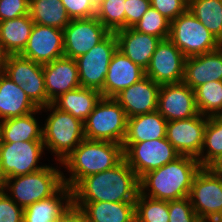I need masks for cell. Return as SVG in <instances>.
Here are the masks:
<instances>
[{"label": "cell", "mask_w": 222, "mask_h": 222, "mask_svg": "<svg viewBox=\"0 0 222 222\" xmlns=\"http://www.w3.org/2000/svg\"><path fill=\"white\" fill-rule=\"evenodd\" d=\"M139 177L123 158L111 169L83 178L73 189V202H135Z\"/></svg>", "instance_id": "6da1fadb"}, {"label": "cell", "mask_w": 222, "mask_h": 222, "mask_svg": "<svg viewBox=\"0 0 222 222\" xmlns=\"http://www.w3.org/2000/svg\"><path fill=\"white\" fill-rule=\"evenodd\" d=\"M201 168L197 158L180 155L174 161L144 174L139 179L140 194L165 201L187 198Z\"/></svg>", "instance_id": "7a4b0ae2"}, {"label": "cell", "mask_w": 222, "mask_h": 222, "mask_svg": "<svg viewBox=\"0 0 222 222\" xmlns=\"http://www.w3.org/2000/svg\"><path fill=\"white\" fill-rule=\"evenodd\" d=\"M122 144L110 141L84 139L62 162L69 178L64 184L73 189L83 178L116 166L122 159Z\"/></svg>", "instance_id": "3957f363"}, {"label": "cell", "mask_w": 222, "mask_h": 222, "mask_svg": "<svg viewBox=\"0 0 222 222\" xmlns=\"http://www.w3.org/2000/svg\"><path fill=\"white\" fill-rule=\"evenodd\" d=\"M40 109L52 111L42 127V141L44 148L54 153L61 163L85 139L84 124L52 104Z\"/></svg>", "instance_id": "277c9868"}, {"label": "cell", "mask_w": 222, "mask_h": 222, "mask_svg": "<svg viewBox=\"0 0 222 222\" xmlns=\"http://www.w3.org/2000/svg\"><path fill=\"white\" fill-rule=\"evenodd\" d=\"M63 176L57 168L45 165L36 172L7 178L5 192L24 209L55 195L65 185Z\"/></svg>", "instance_id": "5b68a950"}, {"label": "cell", "mask_w": 222, "mask_h": 222, "mask_svg": "<svg viewBox=\"0 0 222 222\" xmlns=\"http://www.w3.org/2000/svg\"><path fill=\"white\" fill-rule=\"evenodd\" d=\"M127 119L124 109L114 98L101 97L83 122L85 139L122 144Z\"/></svg>", "instance_id": "8992f818"}, {"label": "cell", "mask_w": 222, "mask_h": 222, "mask_svg": "<svg viewBox=\"0 0 222 222\" xmlns=\"http://www.w3.org/2000/svg\"><path fill=\"white\" fill-rule=\"evenodd\" d=\"M168 39L186 57L211 52L222 45L189 9L170 23Z\"/></svg>", "instance_id": "52a82bcc"}, {"label": "cell", "mask_w": 222, "mask_h": 222, "mask_svg": "<svg viewBox=\"0 0 222 222\" xmlns=\"http://www.w3.org/2000/svg\"><path fill=\"white\" fill-rule=\"evenodd\" d=\"M188 198L202 221L222 222V174L202 167L193 180Z\"/></svg>", "instance_id": "ba28073f"}, {"label": "cell", "mask_w": 222, "mask_h": 222, "mask_svg": "<svg viewBox=\"0 0 222 222\" xmlns=\"http://www.w3.org/2000/svg\"><path fill=\"white\" fill-rule=\"evenodd\" d=\"M122 148L124 159L139 179L180 156L166 138L122 144Z\"/></svg>", "instance_id": "9c48e42d"}, {"label": "cell", "mask_w": 222, "mask_h": 222, "mask_svg": "<svg viewBox=\"0 0 222 222\" xmlns=\"http://www.w3.org/2000/svg\"><path fill=\"white\" fill-rule=\"evenodd\" d=\"M118 49L114 32L95 45L86 54L76 58L81 87L95 89L103 97V85L108 72L109 63Z\"/></svg>", "instance_id": "30bf717a"}, {"label": "cell", "mask_w": 222, "mask_h": 222, "mask_svg": "<svg viewBox=\"0 0 222 222\" xmlns=\"http://www.w3.org/2000/svg\"><path fill=\"white\" fill-rule=\"evenodd\" d=\"M3 73L20 85L31 101L42 108L48 105L43 65L19 55H9Z\"/></svg>", "instance_id": "8fae6325"}, {"label": "cell", "mask_w": 222, "mask_h": 222, "mask_svg": "<svg viewBox=\"0 0 222 222\" xmlns=\"http://www.w3.org/2000/svg\"><path fill=\"white\" fill-rule=\"evenodd\" d=\"M43 152L42 140L2 142L0 167L7 178L36 172L45 167L38 165Z\"/></svg>", "instance_id": "7c38bea8"}, {"label": "cell", "mask_w": 222, "mask_h": 222, "mask_svg": "<svg viewBox=\"0 0 222 222\" xmlns=\"http://www.w3.org/2000/svg\"><path fill=\"white\" fill-rule=\"evenodd\" d=\"M64 56L76 59L103 41L111 32L96 18L72 19L63 29Z\"/></svg>", "instance_id": "4fadbf2b"}, {"label": "cell", "mask_w": 222, "mask_h": 222, "mask_svg": "<svg viewBox=\"0 0 222 222\" xmlns=\"http://www.w3.org/2000/svg\"><path fill=\"white\" fill-rule=\"evenodd\" d=\"M186 56L168 38L161 40L152 55L145 76L159 85L183 81Z\"/></svg>", "instance_id": "5bb4252c"}, {"label": "cell", "mask_w": 222, "mask_h": 222, "mask_svg": "<svg viewBox=\"0 0 222 222\" xmlns=\"http://www.w3.org/2000/svg\"><path fill=\"white\" fill-rule=\"evenodd\" d=\"M207 120V116L199 113L192 118L168 121L165 138L180 155L198 158L203 146Z\"/></svg>", "instance_id": "9a60e30c"}, {"label": "cell", "mask_w": 222, "mask_h": 222, "mask_svg": "<svg viewBox=\"0 0 222 222\" xmlns=\"http://www.w3.org/2000/svg\"><path fill=\"white\" fill-rule=\"evenodd\" d=\"M157 111L167 121L182 120L198 115L195 91L183 81L161 85Z\"/></svg>", "instance_id": "2e32d148"}, {"label": "cell", "mask_w": 222, "mask_h": 222, "mask_svg": "<svg viewBox=\"0 0 222 222\" xmlns=\"http://www.w3.org/2000/svg\"><path fill=\"white\" fill-rule=\"evenodd\" d=\"M20 55L41 65L63 57V30L34 23L27 45Z\"/></svg>", "instance_id": "e0dca14e"}, {"label": "cell", "mask_w": 222, "mask_h": 222, "mask_svg": "<svg viewBox=\"0 0 222 222\" xmlns=\"http://www.w3.org/2000/svg\"><path fill=\"white\" fill-rule=\"evenodd\" d=\"M161 85L145 76L117 94L114 99L124 109L127 118L157 110Z\"/></svg>", "instance_id": "ac0fdd59"}, {"label": "cell", "mask_w": 222, "mask_h": 222, "mask_svg": "<svg viewBox=\"0 0 222 222\" xmlns=\"http://www.w3.org/2000/svg\"><path fill=\"white\" fill-rule=\"evenodd\" d=\"M48 105L64 93L81 87L76 60L61 57L43 65Z\"/></svg>", "instance_id": "d6986e66"}, {"label": "cell", "mask_w": 222, "mask_h": 222, "mask_svg": "<svg viewBox=\"0 0 222 222\" xmlns=\"http://www.w3.org/2000/svg\"><path fill=\"white\" fill-rule=\"evenodd\" d=\"M144 77L145 70L117 49L109 63L103 85V97L114 98L122 90Z\"/></svg>", "instance_id": "ffe728a7"}, {"label": "cell", "mask_w": 222, "mask_h": 222, "mask_svg": "<svg viewBox=\"0 0 222 222\" xmlns=\"http://www.w3.org/2000/svg\"><path fill=\"white\" fill-rule=\"evenodd\" d=\"M208 81H222V45L214 51L186 57L183 82L195 90Z\"/></svg>", "instance_id": "44dd1931"}, {"label": "cell", "mask_w": 222, "mask_h": 222, "mask_svg": "<svg viewBox=\"0 0 222 222\" xmlns=\"http://www.w3.org/2000/svg\"><path fill=\"white\" fill-rule=\"evenodd\" d=\"M114 33L118 42V50L146 70L161 39L137 32L133 28H122Z\"/></svg>", "instance_id": "7402d4cb"}, {"label": "cell", "mask_w": 222, "mask_h": 222, "mask_svg": "<svg viewBox=\"0 0 222 222\" xmlns=\"http://www.w3.org/2000/svg\"><path fill=\"white\" fill-rule=\"evenodd\" d=\"M38 107L31 101L20 85L0 72V121L27 115Z\"/></svg>", "instance_id": "603a6c76"}, {"label": "cell", "mask_w": 222, "mask_h": 222, "mask_svg": "<svg viewBox=\"0 0 222 222\" xmlns=\"http://www.w3.org/2000/svg\"><path fill=\"white\" fill-rule=\"evenodd\" d=\"M86 222H134L135 202H73Z\"/></svg>", "instance_id": "cb8c5ba5"}, {"label": "cell", "mask_w": 222, "mask_h": 222, "mask_svg": "<svg viewBox=\"0 0 222 222\" xmlns=\"http://www.w3.org/2000/svg\"><path fill=\"white\" fill-rule=\"evenodd\" d=\"M167 120L156 110L127 119L122 144H134L166 137Z\"/></svg>", "instance_id": "d4e9b609"}, {"label": "cell", "mask_w": 222, "mask_h": 222, "mask_svg": "<svg viewBox=\"0 0 222 222\" xmlns=\"http://www.w3.org/2000/svg\"><path fill=\"white\" fill-rule=\"evenodd\" d=\"M72 203V189L64 185L55 195L24 208L23 222H54Z\"/></svg>", "instance_id": "484cf974"}, {"label": "cell", "mask_w": 222, "mask_h": 222, "mask_svg": "<svg viewBox=\"0 0 222 222\" xmlns=\"http://www.w3.org/2000/svg\"><path fill=\"white\" fill-rule=\"evenodd\" d=\"M101 97V92L98 90L79 87L59 96L51 104L84 122Z\"/></svg>", "instance_id": "4316f807"}, {"label": "cell", "mask_w": 222, "mask_h": 222, "mask_svg": "<svg viewBox=\"0 0 222 222\" xmlns=\"http://www.w3.org/2000/svg\"><path fill=\"white\" fill-rule=\"evenodd\" d=\"M34 22L29 14L0 22V41L9 55H19L26 47Z\"/></svg>", "instance_id": "83f0119b"}, {"label": "cell", "mask_w": 222, "mask_h": 222, "mask_svg": "<svg viewBox=\"0 0 222 222\" xmlns=\"http://www.w3.org/2000/svg\"><path fill=\"white\" fill-rule=\"evenodd\" d=\"M41 111L38 108L27 115L2 120V142L42 140V127L34 115Z\"/></svg>", "instance_id": "f1b7e54d"}, {"label": "cell", "mask_w": 222, "mask_h": 222, "mask_svg": "<svg viewBox=\"0 0 222 222\" xmlns=\"http://www.w3.org/2000/svg\"><path fill=\"white\" fill-rule=\"evenodd\" d=\"M29 15L38 25L62 30L71 20L61 0H29Z\"/></svg>", "instance_id": "f546056e"}, {"label": "cell", "mask_w": 222, "mask_h": 222, "mask_svg": "<svg viewBox=\"0 0 222 222\" xmlns=\"http://www.w3.org/2000/svg\"><path fill=\"white\" fill-rule=\"evenodd\" d=\"M188 9L222 43V0H188Z\"/></svg>", "instance_id": "4dcf8cb0"}, {"label": "cell", "mask_w": 222, "mask_h": 222, "mask_svg": "<svg viewBox=\"0 0 222 222\" xmlns=\"http://www.w3.org/2000/svg\"><path fill=\"white\" fill-rule=\"evenodd\" d=\"M221 155L222 118L208 117L204 133L203 146L197 160L202 167H211Z\"/></svg>", "instance_id": "1f68e13d"}, {"label": "cell", "mask_w": 222, "mask_h": 222, "mask_svg": "<svg viewBox=\"0 0 222 222\" xmlns=\"http://www.w3.org/2000/svg\"><path fill=\"white\" fill-rule=\"evenodd\" d=\"M194 91L196 106L201 115L222 117V81H208Z\"/></svg>", "instance_id": "d6a6232c"}, {"label": "cell", "mask_w": 222, "mask_h": 222, "mask_svg": "<svg viewBox=\"0 0 222 222\" xmlns=\"http://www.w3.org/2000/svg\"><path fill=\"white\" fill-rule=\"evenodd\" d=\"M137 222H169V201L138 194L135 201Z\"/></svg>", "instance_id": "836d02e7"}, {"label": "cell", "mask_w": 222, "mask_h": 222, "mask_svg": "<svg viewBox=\"0 0 222 222\" xmlns=\"http://www.w3.org/2000/svg\"><path fill=\"white\" fill-rule=\"evenodd\" d=\"M170 23L158 10L150 6L132 28L137 32L152 35L163 40L169 37Z\"/></svg>", "instance_id": "e575fe53"}, {"label": "cell", "mask_w": 222, "mask_h": 222, "mask_svg": "<svg viewBox=\"0 0 222 222\" xmlns=\"http://www.w3.org/2000/svg\"><path fill=\"white\" fill-rule=\"evenodd\" d=\"M125 0H102L95 17L110 31L125 28Z\"/></svg>", "instance_id": "d590c367"}, {"label": "cell", "mask_w": 222, "mask_h": 222, "mask_svg": "<svg viewBox=\"0 0 222 222\" xmlns=\"http://www.w3.org/2000/svg\"><path fill=\"white\" fill-rule=\"evenodd\" d=\"M169 222H202L189 198L169 201Z\"/></svg>", "instance_id": "8d00e7d4"}, {"label": "cell", "mask_w": 222, "mask_h": 222, "mask_svg": "<svg viewBox=\"0 0 222 222\" xmlns=\"http://www.w3.org/2000/svg\"><path fill=\"white\" fill-rule=\"evenodd\" d=\"M150 4L170 22L188 9V0H150Z\"/></svg>", "instance_id": "74e56055"}, {"label": "cell", "mask_w": 222, "mask_h": 222, "mask_svg": "<svg viewBox=\"0 0 222 222\" xmlns=\"http://www.w3.org/2000/svg\"><path fill=\"white\" fill-rule=\"evenodd\" d=\"M9 193H0V222H23L24 209L14 202Z\"/></svg>", "instance_id": "f35d334b"}, {"label": "cell", "mask_w": 222, "mask_h": 222, "mask_svg": "<svg viewBox=\"0 0 222 222\" xmlns=\"http://www.w3.org/2000/svg\"><path fill=\"white\" fill-rule=\"evenodd\" d=\"M70 19H88L95 17L96 9L90 0H61Z\"/></svg>", "instance_id": "ab89813d"}, {"label": "cell", "mask_w": 222, "mask_h": 222, "mask_svg": "<svg viewBox=\"0 0 222 222\" xmlns=\"http://www.w3.org/2000/svg\"><path fill=\"white\" fill-rule=\"evenodd\" d=\"M29 14V0H0V22Z\"/></svg>", "instance_id": "60d3db41"}, {"label": "cell", "mask_w": 222, "mask_h": 222, "mask_svg": "<svg viewBox=\"0 0 222 222\" xmlns=\"http://www.w3.org/2000/svg\"><path fill=\"white\" fill-rule=\"evenodd\" d=\"M150 6V0H125V28H132Z\"/></svg>", "instance_id": "b9f144b4"}, {"label": "cell", "mask_w": 222, "mask_h": 222, "mask_svg": "<svg viewBox=\"0 0 222 222\" xmlns=\"http://www.w3.org/2000/svg\"><path fill=\"white\" fill-rule=\"evenodd\" d=\"M54 222H86L81 209L73 203Z\"/></svg>", "instance_id": "7bdbcfd3"}, {"label": "cell", "mask_w": 222, "mask_h": 222, "mask_svg": "<svg viewBox=\"0 0 222 222\" xmlns=\"http://www.w3.org/2000/svg\"><path fill=\"white\" fill-rule=\"evenodd\" d=\"M9 54L6 52L2 42L0 41V72L4 71Z\"/></svg>", "instance_id": "ee69618b"}, {"label": "cell", "mask_w": 222, "mask_h": 222, "mask_svg": "<svg viewBox=\"0 0 222 222\" xmlns=\"http://www.w3.org/2000/svg\"><path fill=\"white\" fill-rule=\"evenodd\" d=\"M215 173L222 174V155L210 167Z\"/></svg>", "instance_id": "f6af8a7d"}, {"label": "cell", "mask_w": 222, "mask_h": 222, "mask_svg": "<svg viewBox=\"0 0 222 222\" xmlns=\"http://www.w3.org/2000/svg\"><path fill=\"white\" fill-rule=\"evenodd\" d=\"M6 183H7V177L3 173L0 167V193H4L6 191Z\"/></svg>", "instance_id": "bcb514c9"}, {"label": "cell", "mask_w": 222, "mask_h": 222, "mask_svg": "<svg viewBox=\"0 0 222 222\" xmlns=\"http://www.w3.org/2000/svg\"><path fill=\"white\" fill-rule=\"evenodd\" d=\"M90 2L91 5L97 10L101 5L102 0H90Z\"/></svg>", "instance_id": "7dc6e473"}, {"label": "cell", "mask_w": 222, "mask_h": 222, "mask_svg": "<svg viewBox=\"0 0 222 222\" xmlns=\"http://www.w3.org/2000/svg\"><path fill=\"white\" fill-rule=\"evenodd\" d=\"M2 127H1V121H0V146H1V143H2Z\"/></svg>", "instance_id": "c3c4849f"}]
</instances>
